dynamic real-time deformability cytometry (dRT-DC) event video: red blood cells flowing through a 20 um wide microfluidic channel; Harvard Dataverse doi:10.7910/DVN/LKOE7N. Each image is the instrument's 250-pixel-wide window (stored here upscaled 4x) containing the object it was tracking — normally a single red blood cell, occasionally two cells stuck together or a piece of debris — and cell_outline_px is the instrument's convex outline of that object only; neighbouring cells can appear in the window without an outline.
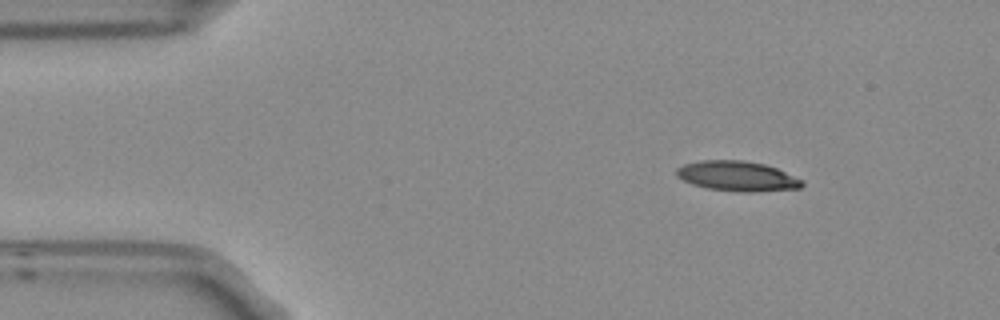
{"species": "Egyptian fruit bat (a non-hibernating species)", "species_latin": "Rousettus aegyptiacus", "temperature_condition": "room temperature", "stored_images_in_passage": 2, "camera_frame_rate_fps": 3000, "um_per_image_px": 0.085, "frame": {"image": 1, "passage_image": 1, "time_ms": 0.0, "image_size_px": [1000, 320], "cell_outline_px": [[804, 184], [800, 188], [756, 192], [740, 192], [708, 188], [692, 184], [676, 176], [676, 168], [684, 164], [700, 160], [740, 160], [764, 164], [776, 168], [804, 180]], "centroid_in_image_um": [62.67, 14.97], "position_along_channel_um": 22.3, "area_um2": 21.96}}